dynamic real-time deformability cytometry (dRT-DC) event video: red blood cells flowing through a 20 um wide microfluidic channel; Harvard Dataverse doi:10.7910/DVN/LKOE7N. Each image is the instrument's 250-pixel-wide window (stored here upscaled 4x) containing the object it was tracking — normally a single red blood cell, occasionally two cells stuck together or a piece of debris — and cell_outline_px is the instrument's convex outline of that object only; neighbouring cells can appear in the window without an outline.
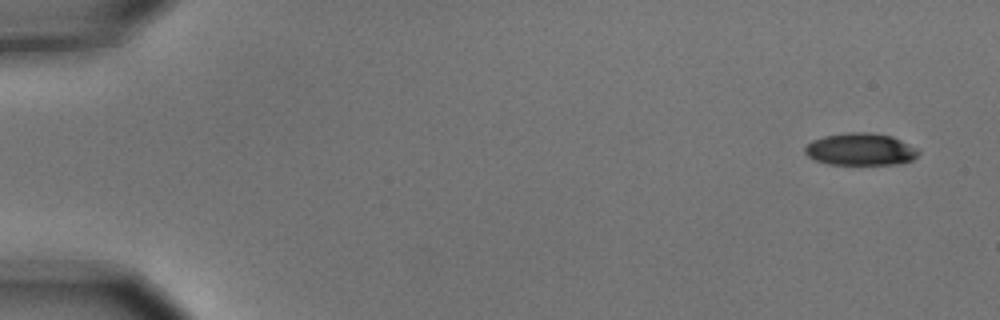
{"species": "common noctule bat (a hibernating species)", "species_latin": "Nyctalus noctula", "temperature_condition": "cold", "stored_images_in_passage": 4, "camera_frame_rate_fps": 3000, "um_per_image_px": 0.085, "animal": {"sex": "male", "body_mass_g": 15.6}, "frame": {"image": 1, "passage_image": 1, "time_ms": 0.0, "image_size_px": [1000, 320], "cell_outline_px": [[920, 152], [912, 160], [896, 164], [828, 164], [816, 160], [808, 156], [804, 152], [804, 148], [812, 140], [824, 136], [848, 132], [868, 132], [892, 136], [916, 148]], "centroid_in_image_um": [73.12, 12.69], "position_along_channel_um": 11.9, "area_um2": 21.15}}
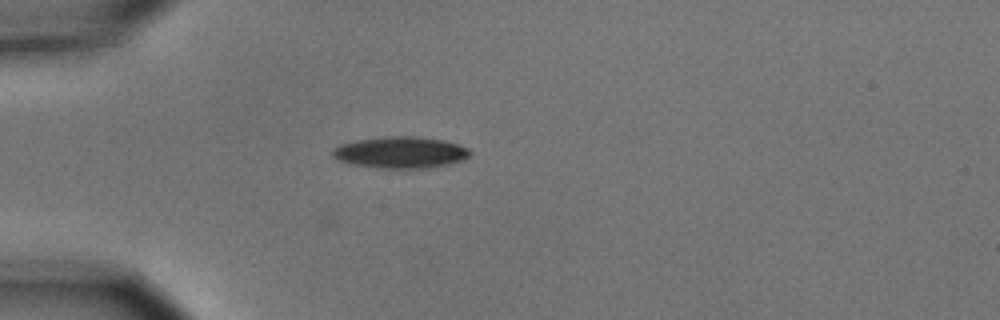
{"frame": {"image": 2, "passage_image": 4, "time_ms": 1.0, "image_size_px": [1000, 320], "cell_outline_px": [[472, 152], [464, 160], [432, 168], [380, 168], [352, 164], [336, 160], [332, 156], [332, 148], [340, 144], [360, 140], [384, 136], [416, 136], [444, 140], [468, 148]], "centroid_in_image_um": [34.04, 12.96], "position_along_channel_um": 51.0, "area_um2": 25.37}}